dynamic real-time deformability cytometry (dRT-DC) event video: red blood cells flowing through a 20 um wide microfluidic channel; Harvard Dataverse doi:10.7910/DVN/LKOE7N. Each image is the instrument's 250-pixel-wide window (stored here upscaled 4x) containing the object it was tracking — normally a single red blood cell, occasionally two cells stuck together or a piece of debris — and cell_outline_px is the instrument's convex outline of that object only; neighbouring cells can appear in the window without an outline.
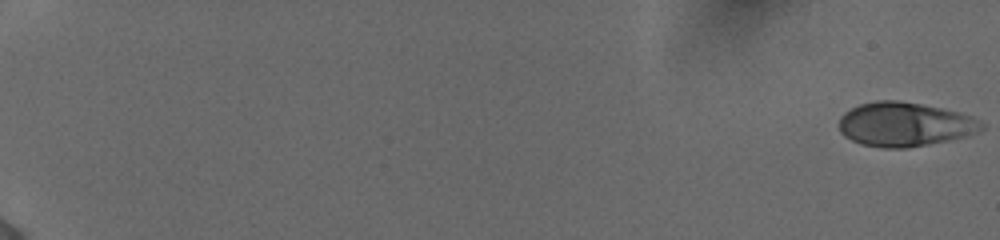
{"species": "human", "species_latin": "Homo sapiens", "temperature_condition": "cold", "stored_images_in_passage": 56, "camera_frame_rate_fps": 3000, "um_per_image_px": 0.085, "donor": {"sex": "female"}, "frame": {"image": 1, "passage_image": 1, "time_ms": 0.0, "image_size_px": [1000, 240], "cell_outline_px": [[984, 128], [968, 136], [908, 148], [884, 148], [860, 144], [844, 136], [840, 132], [840, 116], [844, 112], [860, 104], [876, 100], [896, 100], [920, 104], [940, 108], [956, 112], [980, 120], [984, 124]], "centroid_in_image_um": [76.87, 10.58], "position_along_channel_um": 8.1, "area_um2": 36.47}}
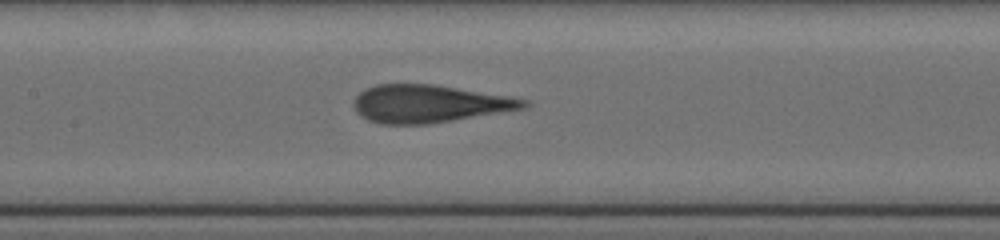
{"frame": {"image": 2, "passage_image": 31, "time_ms": 10.0, "image_size_px": [1000, 240], "cell_outline_px": [[532, 104], [528, 108], [428, 124], [380, 124], [368, 120], [360, 116], [356, 112], [352, 104], [352, 100], [364, 88], [376, 84], [436, 84], [508, 96], [528, 100]], "centroid_in_image_um": [36.46, 8.81], "position_along_channel_um": 170.9, "area_um2": 37.74}}
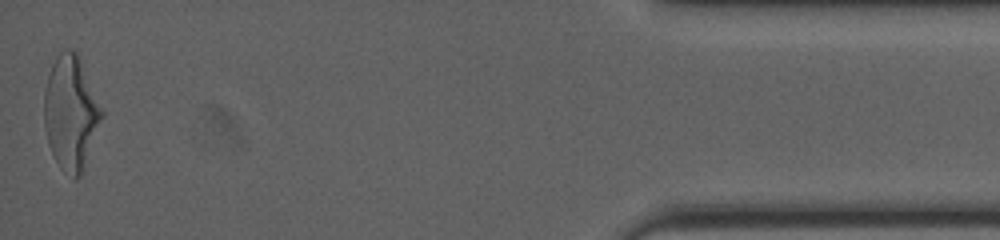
{"frame": {"image": 3, "passage_image": 56, "time_ms": 18.333, "image_size_px": [1000, 240], "cell_outline_px": [[104, 116], [80, 176], [76, 180], [72, 180], [60, 168], [48, 144], [44, 124], [44, 92], [48, 76], [52, 64], [56, 56], [60, 52], [68, 48], [72, 48], [76, 52], [104, 112]], "centroid_in_image_um": [6.01, 9.62], "position_along_channel_um": 429.2, "area_um2": 38.09}, "authors_computed_cell_mechanics": {"area_um2": 37.281, "velocity_mm_per_s": 3.8889, "shape_relaxation_time_tau1_ms": 4.9064, "shape_relaxation_time_tau2_ms": 0.8487, "deformation_change_tau1": 0.2092, "deformation_change_tau2": 0.1062}}